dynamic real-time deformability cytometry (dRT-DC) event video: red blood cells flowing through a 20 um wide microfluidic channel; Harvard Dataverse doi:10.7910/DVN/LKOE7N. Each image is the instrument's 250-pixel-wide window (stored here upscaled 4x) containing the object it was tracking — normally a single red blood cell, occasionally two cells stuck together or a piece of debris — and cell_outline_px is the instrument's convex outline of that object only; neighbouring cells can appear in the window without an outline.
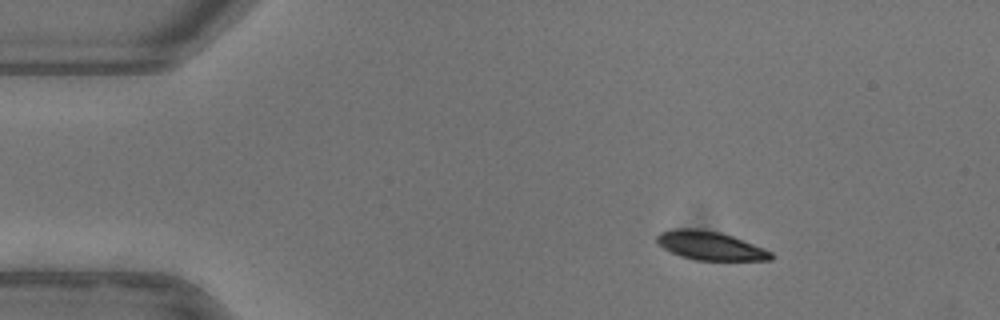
{"species": "common noctule bat (a hibernating species)", "species_latin": "Nyctalus noctula", "temperature_condition": "warm", "stored_images_in_passage": 45, "camera_frame_rate_fps": 3000, "um_per_image_px": 0.085, "animal": {"sex": "female"}, "frame": {"image": 1, "passage_image": 1, "time_ms": 0.0, "image_size_px": [1000, 320], "cell_outline_px": [[772, 260], [692, 260], [680, 256], [656, 244], [656, 236], [660, 232], [676, 228], [700, 228], [720, 232], [732, 236], [764, 248], [772, 252]], "centroid_in_image_um": [60.32, 20.87], "position_along_channel_um": 24.7, "area_um2": 19.19}}
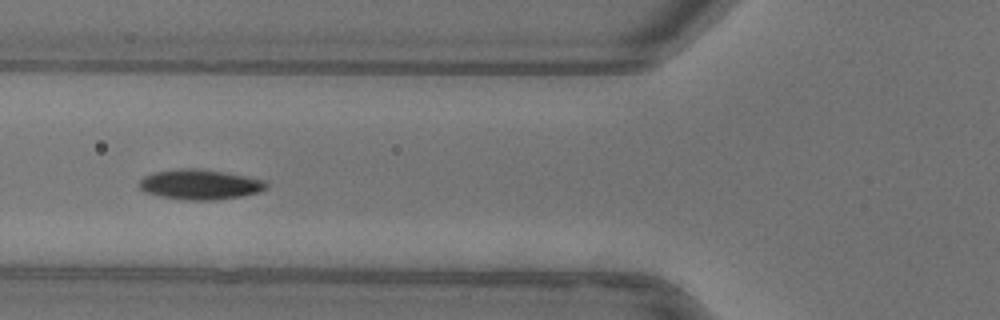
{"frame": {"image": 2, "passage_image": 13, "time_ms": 4.0, "image_size_px": [1000, 320], "cell_outline_px": [[268, 188], [260, 192], [240, 196], [212, 200], [184, 200], [160, 196], [144, 192], [140, 188], [140, 180], [144, 176], [156, 172], [180, 168], [196, 168], [224, 172], [248, 176], [264, 180], [268, 184]], "centroid_in_image_um": [17.02, 15.68], "position_along_channel_um": 108.8, "area_um2": 22.25}}
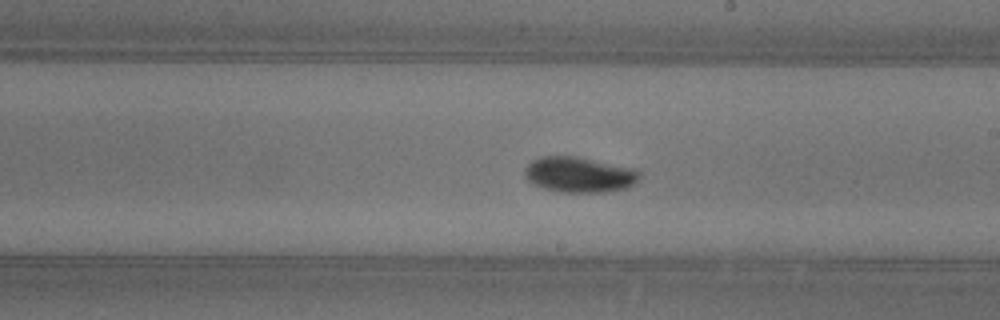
{"frame": {"image": 3, "passage_image": 23, "time_ms": 7.333, "image_size_px": [1000, 320], "cell_outline_px": [[640, 176], [632, 184], [624, 188], [604, 192], [560, 192], [544, 188], [532, 184], [524, 176], [524, 168], [532, 160], [540, 156], [576, 156], [636, 168], [640, 172]], "centroid_in_image_um": [49.2, 14.83], "position_along_channel_um": 239.8, "area_um2": 23.81}, "authors_computed_cell_mechanics": {"area_um2": 21.097, "velocity_mm_per_s": 3.9373, "shape_relaxation_time_tau1_ms": 2.6726, "shape_relaxation_time_tau2_ms": null, "deformation_change_tau1": 0.1197, "deformation_change_tau2": null}}